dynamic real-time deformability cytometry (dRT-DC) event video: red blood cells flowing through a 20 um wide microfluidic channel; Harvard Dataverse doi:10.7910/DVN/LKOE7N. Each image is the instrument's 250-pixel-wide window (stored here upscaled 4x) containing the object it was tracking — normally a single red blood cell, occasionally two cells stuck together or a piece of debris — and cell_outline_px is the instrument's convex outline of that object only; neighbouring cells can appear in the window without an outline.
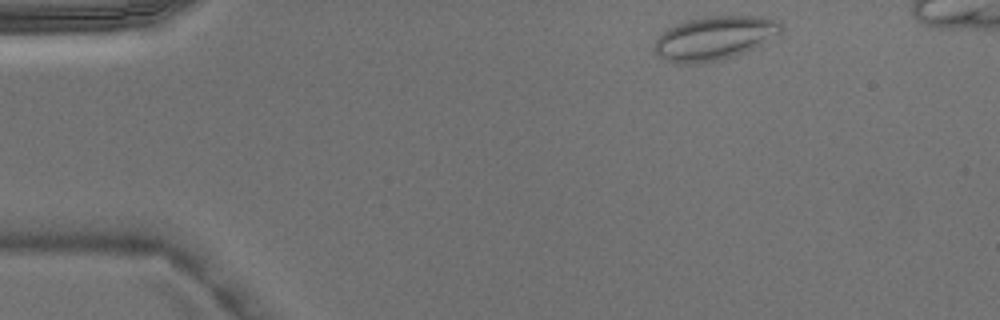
{"species": "Egyptian fruit bat (a non-hibernating species)", "species_latin": "Rousettus aegyptiacus", "temperature_condition": "warm", "stored_images_in_passage": 4, "camera_frame_rate_fps": 3000, "um_per_image_px": 0.085, "animal": {"sex": "male"}, "frame": {"image": 1, "passage_image": 1, "time_ms": 0.0, "image_size_px": [1000, 320], "cell_outline_px": [[784, 28], [780, 32], [760, 44], [744, 52], [720, 60], [688, 64], [676, 64], [652, 52], [652, 44], [656, 36], [668, 28], [676, 24], [688, 20], [712, 16], [764, 16], [780, 20], [784, 24]], "centroid_in_image_um": [60.69, 3.23], "position_along_channel_um": 24.3, "area_um2": 32.37}}